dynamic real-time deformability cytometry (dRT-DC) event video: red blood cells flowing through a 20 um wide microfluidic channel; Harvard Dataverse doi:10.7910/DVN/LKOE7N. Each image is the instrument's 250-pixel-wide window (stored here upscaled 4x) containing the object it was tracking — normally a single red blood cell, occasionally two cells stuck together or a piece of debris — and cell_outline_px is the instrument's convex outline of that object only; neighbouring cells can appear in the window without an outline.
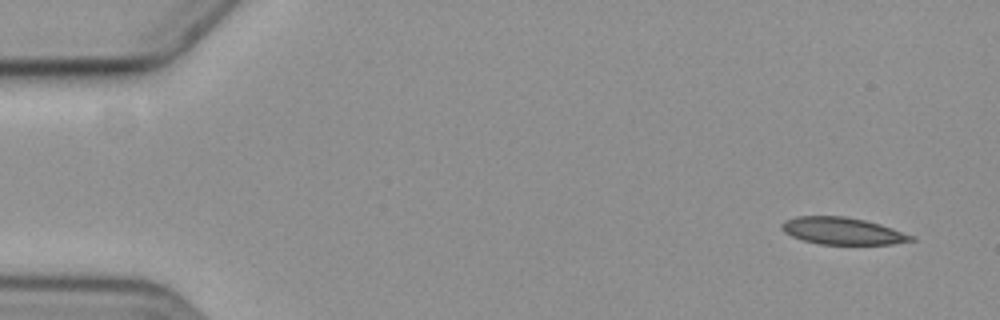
{"species": "common noctule bat (a hibernating species)", "species_latin": "Nyctalus noctula", "temperature_condition": "cold", "stored_images_in_passage": 6, "camera_frame_rate_fps": 3000, "um_per_image_px": 0.085, "animal": {"sex": "female", "body_mass_g": 19.3, "forearm_length_mm": 54.1}, "frame": {"image": 1, "passage_image": 1, "time_ms": 0.0, "image_size_px": [1000, 320], "cell_outline_px": [[916, 240], [892, 244], [820, 244], [804, 240], [792, 236], [784, 232], [780, 228], [780, 224], [784, 220], [796, 216], [844, 216], [864, 220], [880, 224], [916, 236]], "centroid_in_image_um": [71.61, 19.63], "position_along_channel_um": 13.4, "area_um2": 20.46}}